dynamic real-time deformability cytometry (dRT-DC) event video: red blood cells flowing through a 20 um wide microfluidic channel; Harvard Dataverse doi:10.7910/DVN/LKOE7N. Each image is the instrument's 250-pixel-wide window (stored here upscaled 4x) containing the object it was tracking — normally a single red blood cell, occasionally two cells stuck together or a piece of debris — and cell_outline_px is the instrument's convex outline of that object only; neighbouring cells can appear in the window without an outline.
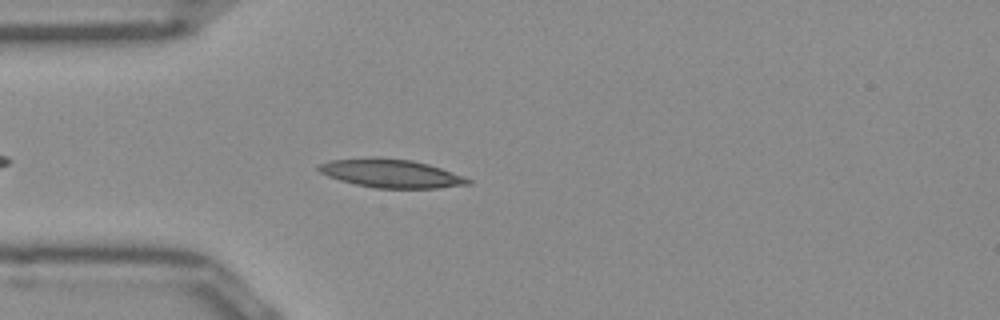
{"species": "Egyptian fruit bat (a non-hibernating species)", "species_latin": "Rousettus aegyptiacus", "temperature_condition": "room temperature", "stored_images_in_passage": 40, "camera_frame_rate_fps": 3000, "um_per_image_px": 0.085, "frame": {"image": 1, "passage_image": 5, "time_ms": 1.333, "image_size_px": [1000, 320], "cell_outline_px": [[472, 184], [436, 188], [376, 188], [356, 184], [340, 180], [328, 176], [320, 172], [316, 168], [316, 164], [332, 160], [412, 160], [428, 164], [440, 168], [472, 180]], "centroid_in_image_um": [33.26, 14.79], "position_along_channel_um": 51.7, "area_um2": 23.64}}
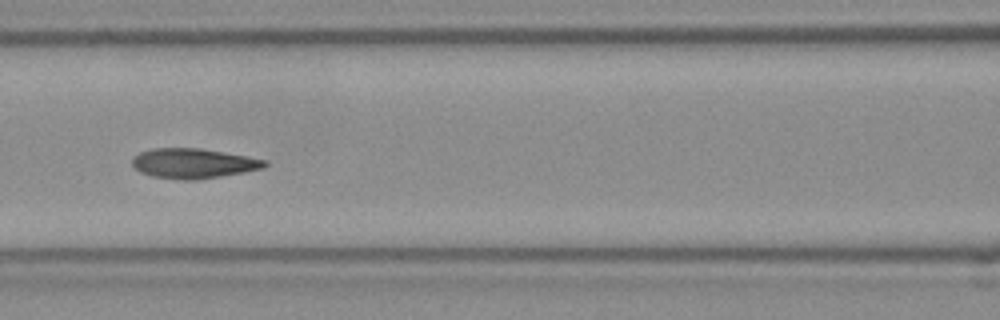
{"frame": {"image": 2, "passage_image": 13, "time_ms": 4.0, "image_size_px": [1000, 320], "cell_outline_px": [[268, 164], [264, 168], [244, 172], [200, 180], [184, 180], [152, 176], [140, 172], [132, 164], [132, 160], [140, 152], [152, 148], [200, 148], [268, 160]], "centroid_in_image_um": [16.46, 13.89], "position_along_channel_um": 150.1, "area_um2": 23.06}}
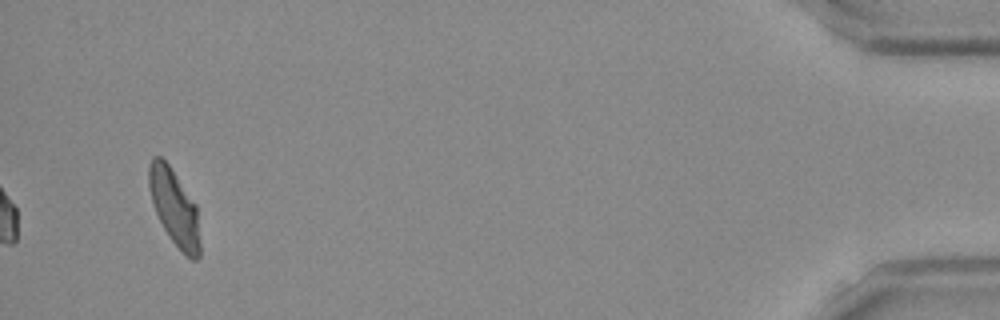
{"frame": {"image": 3, "passage_image": 40, "time_ms": 13.0, "image_size_px": [1000, 320], "cell_outline_px": [[200, 256], [196, 260], [192, 260], [172, 240], [164, 228], [156, 212], [152, 200], [148, 184], [148, 164], [152, 156], [160, 156], [168, 164], [196, 204], [200, 240]], "centroid_in_image_um": [14.82, 17.6], "position_along_channel_um": 420.4, "area_um2": 22.31}, "authors_computed_cell_mechanics": {"area_um2": 22.5131, "velocity_mm_per_s": 3.9218, "shape_relaxation_time_tau1_ms": 5.8436, "shape_relaxation_time_tau2_ms": 1.8737, "deformation_change_tau1": 0.1902, "deformation_change_tau2": 0.0895}}